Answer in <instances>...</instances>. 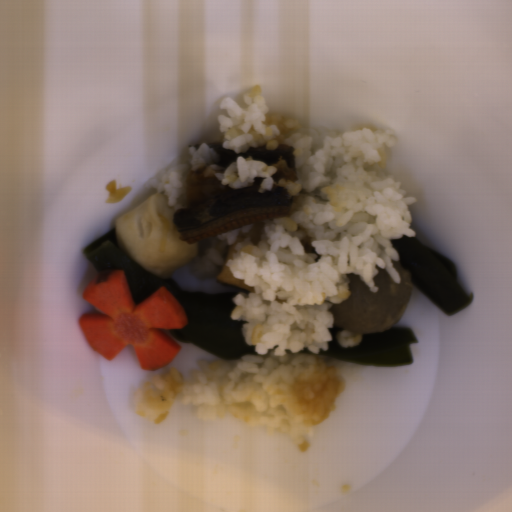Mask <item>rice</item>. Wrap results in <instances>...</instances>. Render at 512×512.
I'll use <instances>...</instances> for the list:
<instances>
[{"mask_svg":"<svg viewBox=\"0 0 512 512\" xmlns=\"http://www.w3.org/2000/svg\"><path fill=\"white\" fill-rule=\"evenodd\" d=\"M243 102L245 108L229 96L220 101L227 112L217 116L222 148L241 154L250 147L292 146L297 182L274 181L276 167L251 156L222 167L203 142L197 150L189 147L188 163L178 156L146 184L164 193L175 211L185 207L186 176L196 170L233 190L263 178L259 193L280 186L292 195L288 217L262 221L258 243L250 237L239 242L224 264L253 288L234 296L230 318L245 322L242 334L256 354L200 360L194 381L174 367L153 375L136 389L134 407L148 422L162 423L183 395L182 404L194 406L199 420L231 415L268 434L281 432L305 452L306 439L333 413L346 385L318 356L333 340L329 309L352 293L346 274L358 275L373 293L379 289L376 266L401 284L392 240L416 237L409 206L417 198L405 196L402 182L385 171L388 149L399 143L395 130L305 129L295 117L271 114L259 85Z\"/></svg>","mask_w":512,"mask_h":512,"instance_id":"1","label":"rice"},{"mask_svg":"<svg viewBox=\"0 0 512 512\" xmlns=\"http://www.w3.org/2000/svg\"><path fill=\"white\" fill-rule=\"evenodd\" d=\"M253 225L254 223L214 237H208V247L202 254H197L190 265V270L195 277L202 280L217 274L224 265L227 246L235 244L238 236L250 232Z\"/></svg>","mask_w":512,"mask_h":512,"instance_id":"2","label":"rice"},{"mask_svg":"<svg viewBox=\"0 0 512 512\" xmlns=\"http://www.w3.org/2000/svg\"><path fill=\"white\" fill-rule=\"evenodd\" d=\"M335 339L343 349H348L359 345L362 336L361 333H355L350 330L342 329L336 333Z\"/></svg>","mask_w":512,"mask_h":512,"instance_id":"3","label":"rice"},{"mask_svg":"<svg viewBox=\"0 0 512 512\" xmlns=\"http://www.w3.org/2000/svg\"><path fill=\"white\" fill-rule=\"evenodd\" d=\"M106 188L108 190V197L105 201L107 204L121 202L131 191L129 187H117V181L115 180L106 183Z\"/></svg>","mask_w":512,"mask_h":512,"instance_id":"4","label":"rice"}]
</instances>
